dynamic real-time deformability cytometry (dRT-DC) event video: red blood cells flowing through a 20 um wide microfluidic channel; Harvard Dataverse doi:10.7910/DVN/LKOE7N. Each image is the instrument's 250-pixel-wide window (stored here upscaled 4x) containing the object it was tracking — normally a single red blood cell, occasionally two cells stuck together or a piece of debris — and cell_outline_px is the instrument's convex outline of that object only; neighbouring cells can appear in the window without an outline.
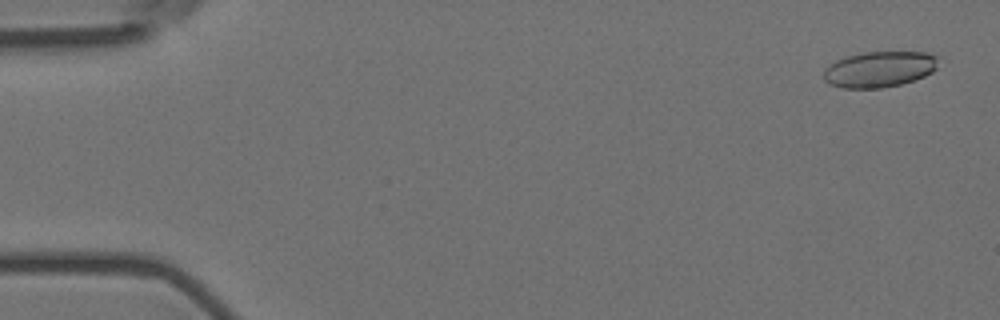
{"species": "Egyptian fruit bat (a non-hibernating species)", "species_latin": "Rousettus aegyptiacus", "temperature_condition": "room temperature", "stored_images_in_passage": 5, "camera_frame_rate_fps": 3000, "um_per_image_px": 0.085, "animal": {"sex": "female"}, "frame": {"image": 1, "passage_image": 1, "time_ms": 0.0, "image_size_px": [1000, 320], "cell_outline_px": [[940, 56], [936, 68], [932, 72], [924, 76], [900, 84], [880, 88], [840, 88], [828, 84], [824, 80], [824, 68], [828, 64], [844, 56], [864, 52], [924, 52]], "centroid_in_image_um": [74.72, 5.88], "position_along_channel_um": 10.3, "area_um2": 24.22}}
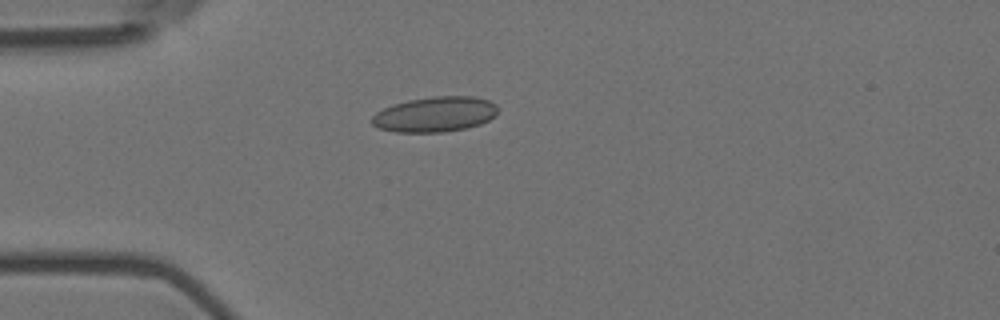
{"frame": {"image": 2, "passage_image": 5, "time_ms": 1.333, "image_size_px": [1000, 320], "cell_outline_px": [[496, 116], [480, 124], [468, 128], [444, 132], [396, 132], [380, 128], [372, 124], [372, 116], [376, 112], [392, 104], [408, 100], [432, 96], [472, 96], [488, 100], [496, 104]], "centroid_in_image_um": [36.98, 9.71], "position_along_channel_um": 48.0, "area_um2": 25.89}}